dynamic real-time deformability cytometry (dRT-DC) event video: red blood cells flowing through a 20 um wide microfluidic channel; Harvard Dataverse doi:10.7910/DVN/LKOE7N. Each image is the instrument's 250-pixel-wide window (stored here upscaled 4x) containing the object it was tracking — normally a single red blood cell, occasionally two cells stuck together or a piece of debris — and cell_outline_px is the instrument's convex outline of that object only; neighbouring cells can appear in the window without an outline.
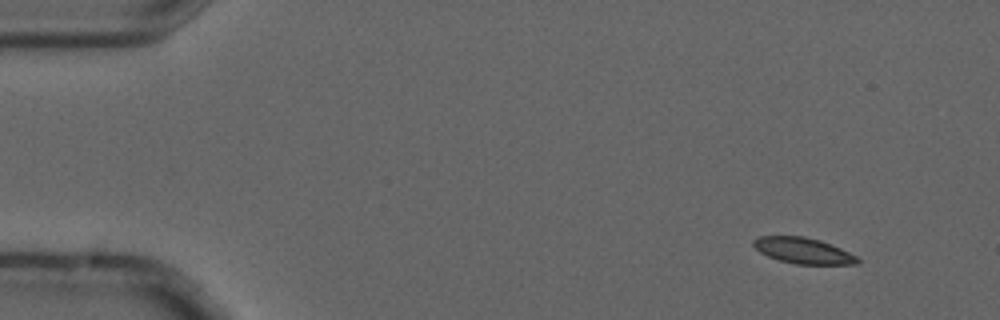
{"species": "common noctule bat (a hibernating species)", "species_latin": "Nyctalus noctula", "temperature_condition": "cold", "stored_images_in_passage": 6, "segment_of_instrument_passage": [2, 2], "camera_frame_rate_fps": 3000, "um_per_image_px": 0.085, "animal": {"sex": "male", "forearm_length_mm": 52.5}, "frame": {"image": 1, "passage_image": 6, "time_ms": 1.667, "image_size_px": [1000, 320], "cell_outline_px": [[860, 264], [796, 264], [780, 260], [768, 256], [760, 252], [752, 244], [752, 240], [760, 236], [804, 236], [820, 240], [840, 248], [856, 256], [860, 260]], "centroid_in_image_um": [68.26, 21.3], "position_along_channel_um": 16.7, "area_um2": 15.61}}